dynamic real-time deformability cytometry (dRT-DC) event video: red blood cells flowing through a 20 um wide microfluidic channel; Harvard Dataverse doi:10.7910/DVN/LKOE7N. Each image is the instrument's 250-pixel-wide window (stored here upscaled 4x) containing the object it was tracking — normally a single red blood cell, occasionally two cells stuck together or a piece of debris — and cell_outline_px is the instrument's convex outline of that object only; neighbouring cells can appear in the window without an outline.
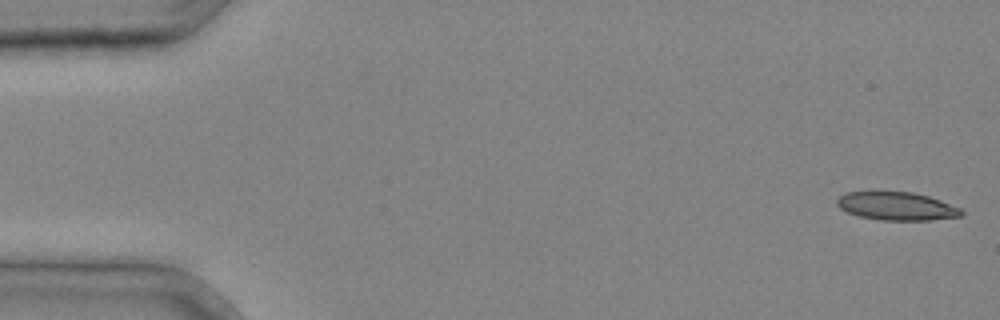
{"species": "common noctule bat (a hibernating species)", "species_latin": "Nyctalus noctula", "temperature_condition": "cold", "stored_images_in_passage": 11, "camera_frame_rate_fps": 3000, "um_per_image_px": 0.085, "animal": {"sex": "male", "body_mass_g": 20.4}, "frame": {"image": 1, "passage_image": 1, "time_ms": 0.0, "image_size_px": [1000, 320], "cell_outline_px": [[964, 216], [928, 220], [880, 220], [860, 216], [848, 212], [840, 208], [836, 204], [836, 200], [844, 192], [872, 188], [912, 192], [928, 196], [940, 200], [960, 208], [964, 212]], "centroid_in_image_um": [76.14, 17.46], "position_along_channel_um": 8.9, "area_um2": 21.33}}